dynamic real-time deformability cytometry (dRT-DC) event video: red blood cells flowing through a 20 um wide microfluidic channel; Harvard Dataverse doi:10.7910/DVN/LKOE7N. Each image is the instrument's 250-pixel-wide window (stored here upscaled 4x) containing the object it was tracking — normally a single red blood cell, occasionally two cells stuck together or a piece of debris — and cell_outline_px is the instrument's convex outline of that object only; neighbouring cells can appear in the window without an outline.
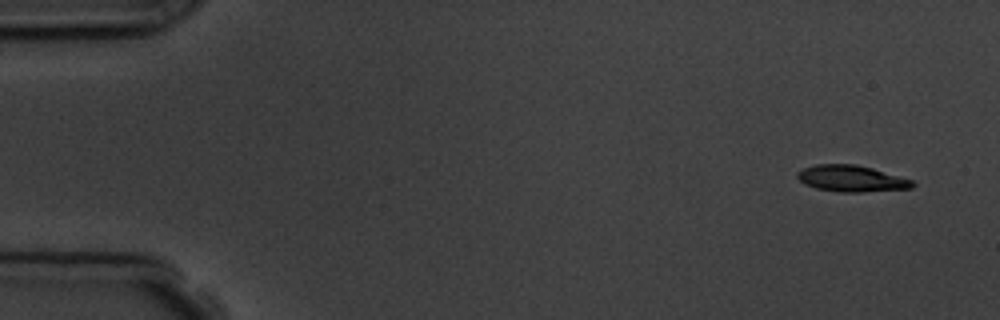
{"species": "common noctule bat (a hibernating species)", "species_latin": "Nyctalus noctula", "temperature_condition": "room temperature", "stored_images_in_passage": 8, "camera_frame_rate_fps": 3000, "um_per_image_px": 0.085, "animal": {"sex": "male", "body_mass_g": 19.5, "forearm_length_mm": 54.6}, "frame": {"image": 1, "passage_image": 1, "time_ms": 0.0, "image_size_px": [1000, 320], "cell_outline_px": [[916, 184], [912, 188], [860, 192], [840, 192], [816, 188], [804, 184], [796, 176], [796, 172], [804, 168], [816, 164], [856, 164], [872, 168], [912, 180]], "centroid_in_image_um": [72.35, 15.17], "position_along_channel_um": 12.6, "area_um2": 17.63}}
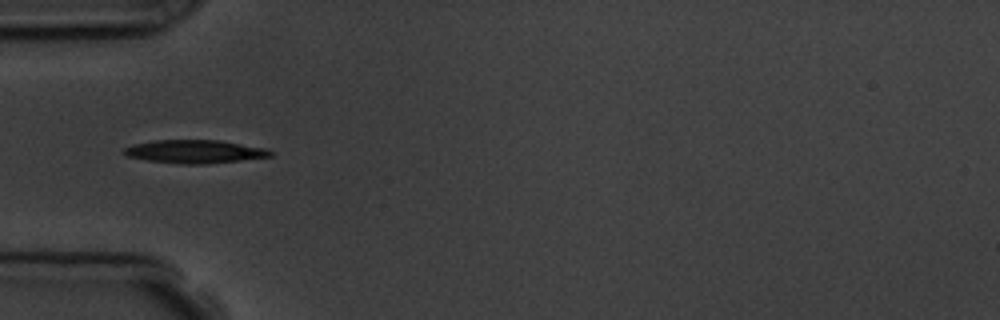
{"frame": {"image": 2, "passage_image": 5, "time_ms": 4.667, "image_size_px": [1000, 320], "cell_outline_px": [[276, 152], [272, 156], [240, 160], [204, 164], [184, 164], [148, 160], [124, 156], [124, 148], [136, 144], [152, 140], [220, 140], [268, 148]], "centroid_in_image_um": [16.61, 12.87], "position_along_channel_um": 68.4, "area_um2": 19.88}}
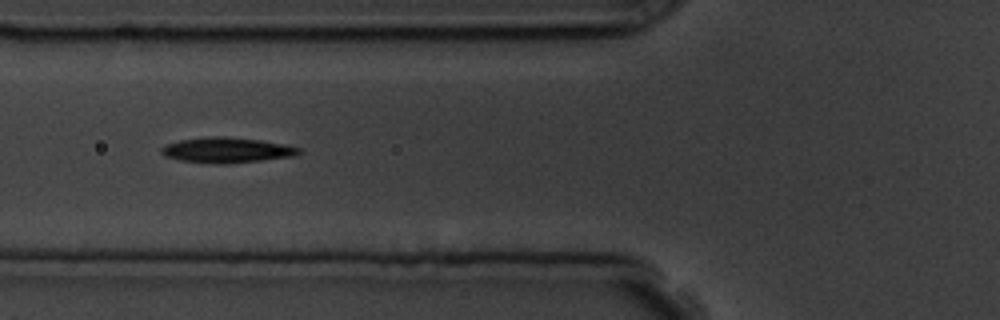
{"frame": {"image": 3, "passage_image": 6, "time_ms": 5.667, "image_size_px": [1000, 320], "cell_outline_px": [[304, 152], [296, 156], [228, 164], [216, 164], [180, 160], [164, 156], [160, 152], [160, 148], [164, 144], [180, 140], [208, 136], [224, 136], [260, 140], [284, 144], [300, 148]], "centroid_in_image_um": [19.28, 12.76], "position_along_channel_um": 106.5, "area_um2": 20.58}}